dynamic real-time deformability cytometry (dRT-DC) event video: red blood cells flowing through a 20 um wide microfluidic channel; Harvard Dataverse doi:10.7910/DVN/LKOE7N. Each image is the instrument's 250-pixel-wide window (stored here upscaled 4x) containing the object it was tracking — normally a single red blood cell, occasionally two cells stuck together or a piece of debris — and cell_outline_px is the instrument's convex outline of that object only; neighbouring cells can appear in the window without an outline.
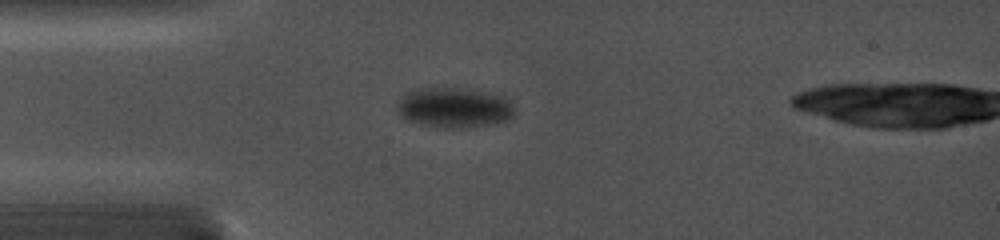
{"species": "common noctule bat (a hibernating species)", "species_latin": "Nyctalus noctula", "temperature_condition": "cold", "stored_images_in_passage": 31, "camera_frame_rate_fps": 5000, "um_per_image_px": 0.085, "animal": {"sex": "female", "body_mass_g": 19.0, "forearm_length_mm": 56.7}, "frame": {"image": 1, "passage_image": 6, "time_ms": 2.8, "image_size_px": [1000, 240], "cell_outline_px": [[516, 112], [508, 120], [492, 124], [464, 128], [440, 128], [408, 120], [396, 108], [396, 104], [400, 96], [416, 88], [460, 88], [504, 96], [508, 100]], "centroid_in_image_um": [38.6, 9.15], "position_along_channel_um": 46.4, "area_um2": 27.34}}
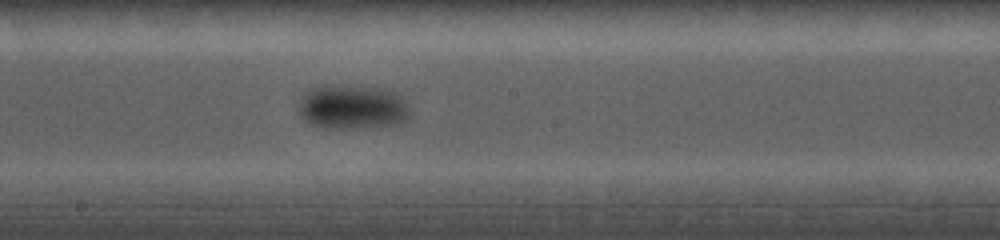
{"frame": {"image": 2, "passage_image": 14, "time_ms": 7.8, "image_size_px": [1000, 240], "cell_outline_px": [[408, 120], [400, 124], [356, 128], [324, 128], [312, 124], [304, 120], [300, 116], [300, 104], [304, 96], [312, 88], [324, 84], [336, 84], [392, 88], [404, 100], [408, 108]], "centroid_in_image_um": [30.0, 9.07], "position_along_channel_um": 218.2, "area_um2": 29.19}}
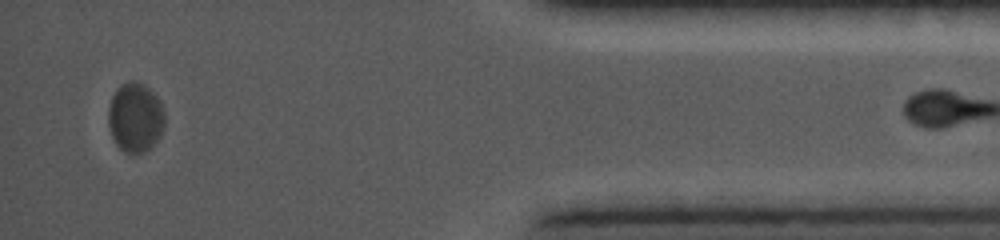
{"frame": {"image": 3, "passage_image": 30, "time_ms": 14.4, "image_size_px": [1000, 240], "cell_outline_px": [[164, 128], [160, 136], [144, 152], [124, 152], [116, 144], [112, 136], [108, 124], [108, 108], [112, 96], [116, 88], [120, 84], [128, 80], [136, 80], [144, 84], [156, 96], [164, 112]], "centroid_in_image_um": [11.48, 9.94], "position_along_channel_um": 423.7, "area_um2": 22.77}}